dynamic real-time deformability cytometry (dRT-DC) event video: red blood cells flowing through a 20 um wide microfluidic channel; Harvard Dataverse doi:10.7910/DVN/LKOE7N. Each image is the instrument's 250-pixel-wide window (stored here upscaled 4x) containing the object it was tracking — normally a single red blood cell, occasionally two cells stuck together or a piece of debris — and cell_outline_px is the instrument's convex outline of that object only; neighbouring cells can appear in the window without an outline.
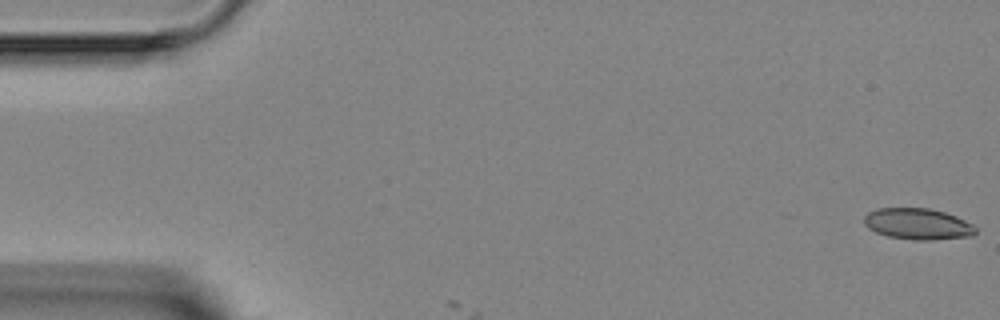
{"species": "Egyptian fruit bat (a non-hibernating species)", "species_latin": "Rousettus aegyptiacus", "temperature_condition": "room temperature", "stored_images_in_passage": 2, "camera_frame_rate_fps": 3000, "um_per_image_px": 0.085, "animal": {"sex": "female"}, "frame": {"image": 1, "passage_image": 1, "time_ms": 0.0, "image_size_px": [1000, 320], "cell_outline_px": [[976, 232], [972, 236], [932, 240], [916, 240], [888, 236], [876, 232], [868, 228], [864, 224], [864, 216], [868, 212], [876, 208], [928, 208], [944, 212], [956, 216], [972, 224], [976, 228]], "centroid_in_image_um": [78.0, 19.03], "position_along_channel_um": 7.0, "area_um2": 20.29}}